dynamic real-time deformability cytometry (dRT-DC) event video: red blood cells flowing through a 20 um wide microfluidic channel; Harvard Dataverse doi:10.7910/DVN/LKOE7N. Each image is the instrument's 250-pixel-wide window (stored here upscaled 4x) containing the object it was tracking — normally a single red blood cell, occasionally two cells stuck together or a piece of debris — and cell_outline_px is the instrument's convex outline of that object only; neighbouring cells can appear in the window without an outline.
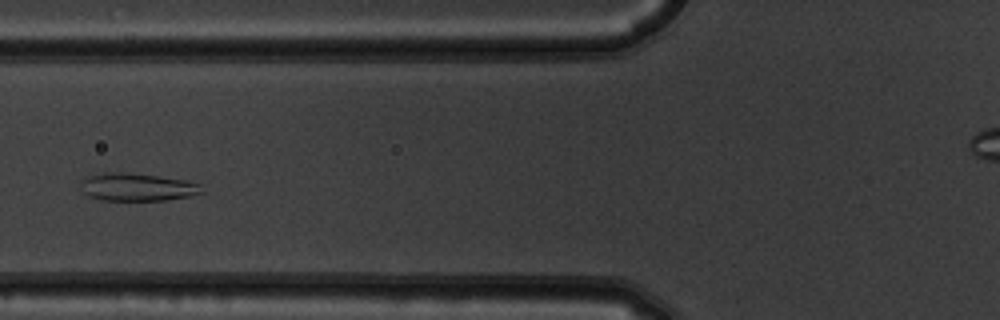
{"species": "common noctule bat (a hibernating species)", "species_latin": "Nyctalus noctula", "temperature_condition": "warm", "stored_images_in_passage": 7, "camera_frame_rate_fps": 3000, "um_per_image_px": 0.085, "animal": {"sex": "male", "body_mass_g": 19.5, "forearm_length_mm": 54.6}, "frame": {"image": 1, "passage_image": 5, "time_ms": 1.333, "image_size_px": [1000, 320], "cell_outline_px": [[204, 192], [188, 196], [164, 200], [104, 200], [88, 196], [80, 192], [80, 184], [88, 176], [104, 172], [120, 172], [156, 176], [184, 180], [200, 184]], "centroid_in_image_um": [11.61, 15.9], "position_along_channel_um": 114.2, "area_um2": 19.42}}